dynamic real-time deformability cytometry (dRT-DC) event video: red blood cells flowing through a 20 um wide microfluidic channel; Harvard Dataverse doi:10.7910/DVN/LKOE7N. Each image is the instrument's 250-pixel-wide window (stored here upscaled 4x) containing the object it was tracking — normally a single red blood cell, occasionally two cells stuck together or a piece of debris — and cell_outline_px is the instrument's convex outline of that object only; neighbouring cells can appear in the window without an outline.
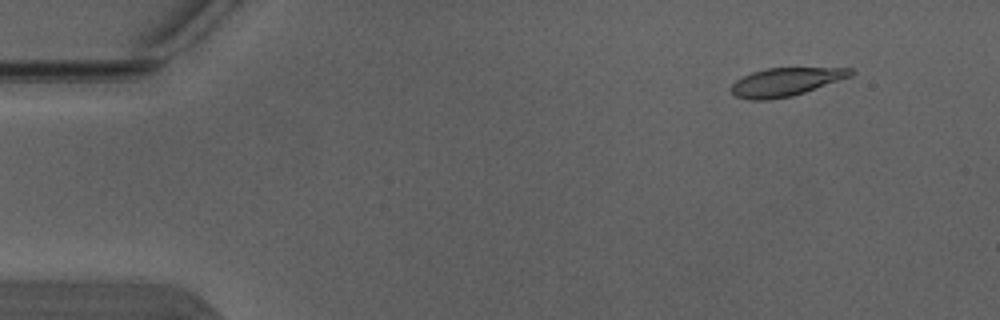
{"species": "Egyptian fruit bat (a non-hibernating species)", "species_latin": "Rousettus aegyptiacus", "temperature_condition": "warm", "stored_images_in_passage": 6, "camera_frame_rate_fps": 3000, "um_per_image_px": 0.085, "animal": {"sex": "male"}, "frame": {"image": 1, "passage_image": 2, "time_ms": 0.333, "image_size_px": [1000, 320], "cell_outline_px": [[856, 72], [852, 76], [792, 96], [768, 100], [748, 100], [732, 96], [728, 88], [736, 80], [752, 72], [764, 68], [852, 68]], "centroid_in_image_um": [66.73, 6.97], "position_along_channel_um": 18.3, "area_um2": 19.88}}
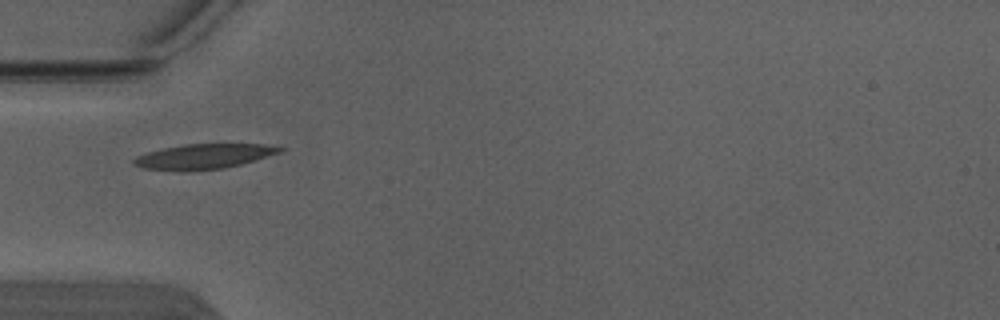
{"frame": {"image": 2, "passage_image": 5, "time_ms": 1.333, "image_size_px": [1000, 320], "cell_outline_px": [[284, 148], [280, 152], [240, 164], [224, 168], [144, 168], [132, 164], [132, 160], [136, 156], [148, 152], [164, 148], [184, 144], [264, 144]], "centroid_in_image_um": [17.34, 13.24], "position_along_channel_um": 67.7, "area_um2": 20.0}}
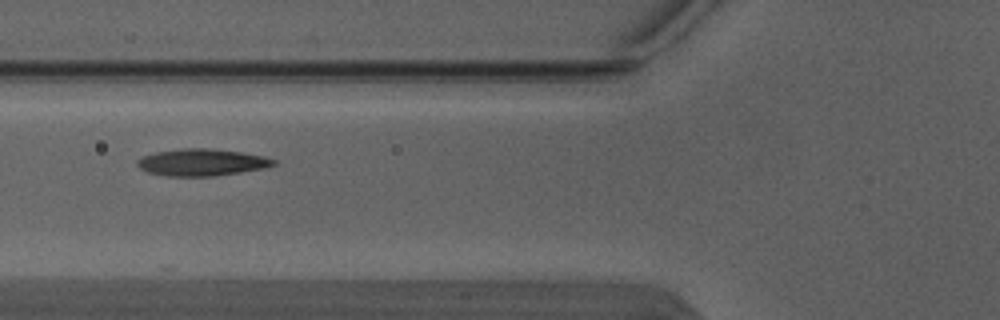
{"frame": {"image": 3, "passage_image": 6, "time_ms": 1.667, "image_size_px": [1000, 320], "cell_outline_px": [[276, 164], [264, 168], [240, 172], [212, 176], [164, 176], [148, 172], [140, 168], [136, 164], [136, 160], [144, 156], [156, 152], [180, 148], [208, 148], [240, 152], [264, 156], [276, 160]], "centroid_in_image_um": [17.13, 13.8], "position_along_channel_um": 108.7, "area_um2": 21.33}}